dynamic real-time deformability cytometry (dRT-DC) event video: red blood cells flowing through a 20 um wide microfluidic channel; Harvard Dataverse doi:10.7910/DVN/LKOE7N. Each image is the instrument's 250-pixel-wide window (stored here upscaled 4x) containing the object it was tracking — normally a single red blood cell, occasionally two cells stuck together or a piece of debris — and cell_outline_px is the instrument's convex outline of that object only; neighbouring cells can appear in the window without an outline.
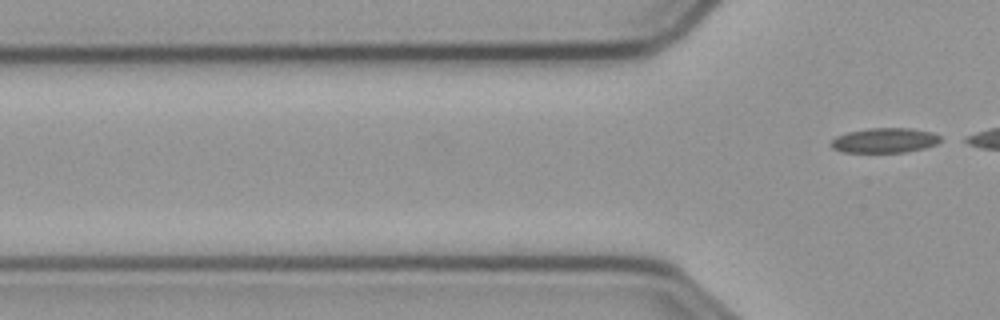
{"species": "common noctule bat (a hibernating species)", "species_latin": "Nyctalus noctula", "temperature_condition": "cold", "stored_images_in_passage": 10, "camera_frame_rate_fps": 3000, "um_per_image_px": 0.085, "animal": {"sex": "male", "body_mass_g": 23.1, "forearm_length_mm": 52.7}, "frame": {"image": 1, "passage_image": 10, "time_ms": 3.0, "image_size_px": [1000, 320], "cell_outline_px": [[940, 140], [936, 144], [924, 148], [904, 152], [840, 152], [832, 148], [828, 144], [836, 136], [848, 132], [868, 128], [908, 128], [932, 132], [940, 136]], "centroid_in_image_um": [75.14, 11.93], "position_along_channel_um": 50.7, "area_um2": 15.84}}